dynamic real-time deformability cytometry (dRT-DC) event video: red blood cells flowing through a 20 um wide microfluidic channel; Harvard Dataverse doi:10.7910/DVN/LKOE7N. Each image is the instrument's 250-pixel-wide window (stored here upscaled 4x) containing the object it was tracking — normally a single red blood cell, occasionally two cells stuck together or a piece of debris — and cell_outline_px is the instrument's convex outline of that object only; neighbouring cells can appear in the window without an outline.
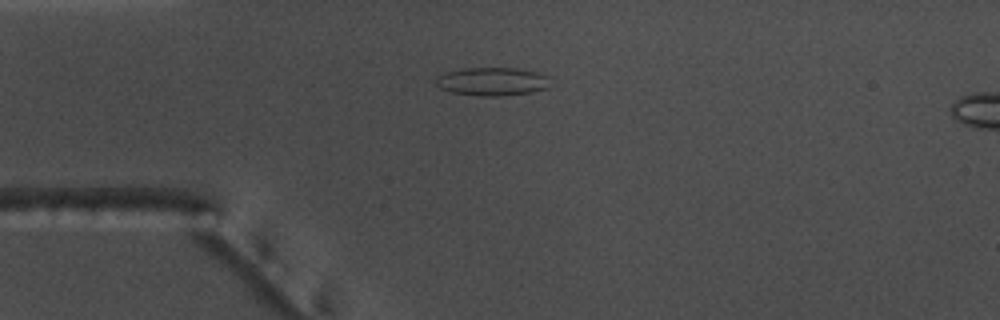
{"species": "common noctule bat (a hibernating species)", "species_latin": "Nyctalus noctula", "temperature_condition": "warm", "stored_images_in_passage": 54, "camera_frame_rate_fps": 3000, "um_per_image_px": 0.085, "animal": {"sex": "male", "body_mass_g": 17.5, "forearm_length_mm": 52.3}, "frame": {"image": 1, "passage_image": 13, "time_ms": 4.0, "image_size_px": [1000, 320], "cell_outline_px": [[548, 88], [532, 92], [500, 96], [480, 96], [452, 92], [440, 88], [436, 84], [436, 76], [448, 72], [464, 68], [520, 68], [540, 72], [548, 76]], "centroid_in_image_um": [41.87, 6.92], "position_along_channel_um": 43.1, "area_um2": 18.9}}
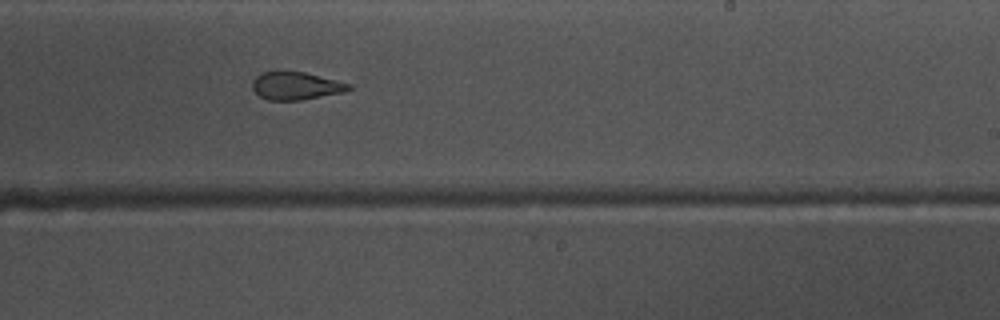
{"frame": {"image": 2, "passage_image": 32, "time_ms": 10.333, "image_size_px": [1000, 320], "cell_outline_px": [[352, 88], [344, 92], [300, 100], [268, 100], [260, 96], [252, 88], [252, 80], [260, 72], [304, 72], [352, 84]], "centroid_in_image_um": [25.15, 7.3], "position_along_channel_um": 263.9, "area_um2": 15.49}}
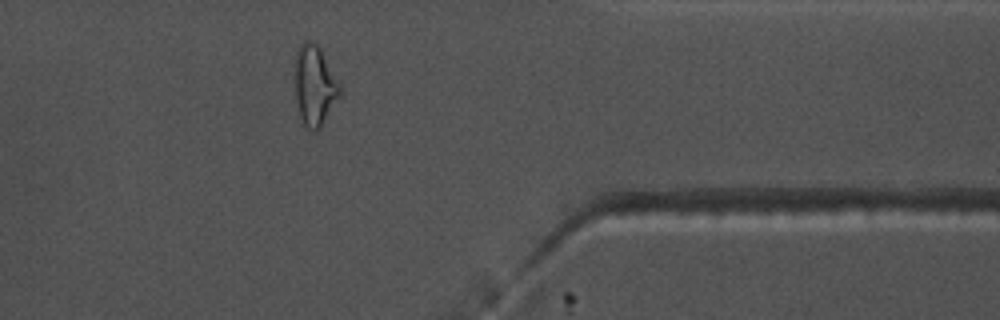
{"frame": {"image": 3, "passage_image": 43, "time_ms": 14.0, "image_size_px": [1000, 320], "cell_outline_px": [[340, 96], [320, 128], [316, 132], [308, 128], [304, 124], [300, 116], [296, 100], [296, 52], [300, 44], [304, 40], [308, 40], [316, 44], [320, 48], [340, 80]], "centroid_in_image_um": [26.77, 7.25], "position_along_channel_um": 384.6, "area_um2": 20.92}, "authors_computed_cell_mechanics": {"area_um2": 18.5538, "velocity_mm_per_s": 3.7621, "shape_relaxation_time_tau1_ms": null, "shape_relaxation_time_tau2_ms": 1.9534, "deformation_change_tau1": null, "deformation_change_tau2": 0.0812}}